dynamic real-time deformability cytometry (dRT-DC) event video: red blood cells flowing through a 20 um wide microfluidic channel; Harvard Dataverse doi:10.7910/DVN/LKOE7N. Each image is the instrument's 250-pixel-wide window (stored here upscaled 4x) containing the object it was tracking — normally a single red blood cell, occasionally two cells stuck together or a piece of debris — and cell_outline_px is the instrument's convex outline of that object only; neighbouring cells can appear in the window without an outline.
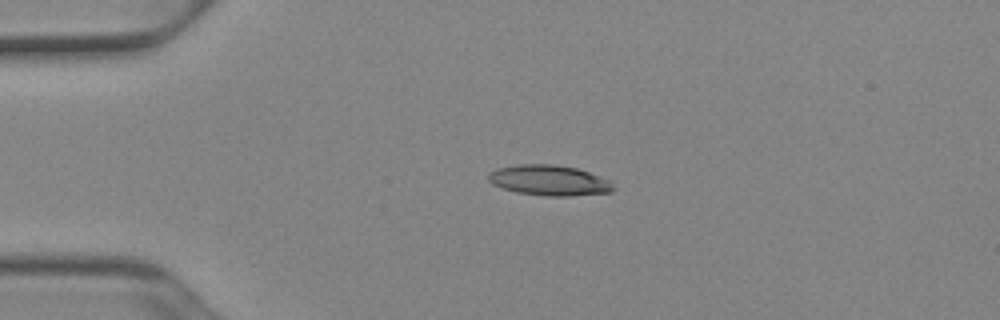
{"species": "Egyptian fruit bat (a non-hibernating species)", "species_latin": "Rousettus aegyptiacus", "temperature_condition": "cold", "stored_images_in_passage": 41, "camera_frame_rate_fps": 3000, "um_per_image_px": 0.085, "animal": {"sex": "female"}, "frame": {"image": 1, "passage_image": 1, "time_ms": 0.0, "image_size_px": [1000, 320], "cell_outline_px": [[616, 188], [612, 192], [568, 196], [544, 196], [516, 192], [492, 184], [488, 180], [488, 172], [496, 168], [516, 164], [552, 164], [576, 168], [612, 180]], "centroid_in_image_um": [46.7, 15.33], "position_along_channel_um": 38.3, "area_um2": 22.43}}
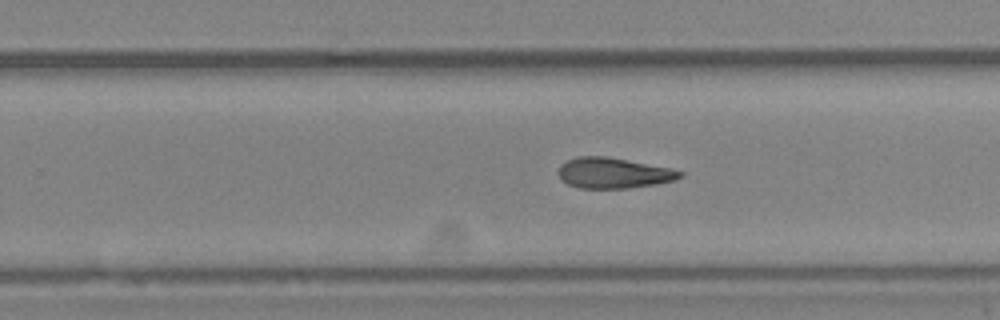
{"frame": {"image": 2, "passage_image": 22, "time_ms": 7.0, "image_size_px": [1000, 320], "cell_outline_px": [[684, 176], [676, 180], [656, 184], [624, 188], [580, 188], [568, 184], [560, 176], [560, 164], [564, 160], [576, 156], [608, 156], [672, 168], [684, 172]], "centroid_in_image_um": [52.18, 14.69], "position_along_channel_um": 277.6, "area_um2": 21.79}}
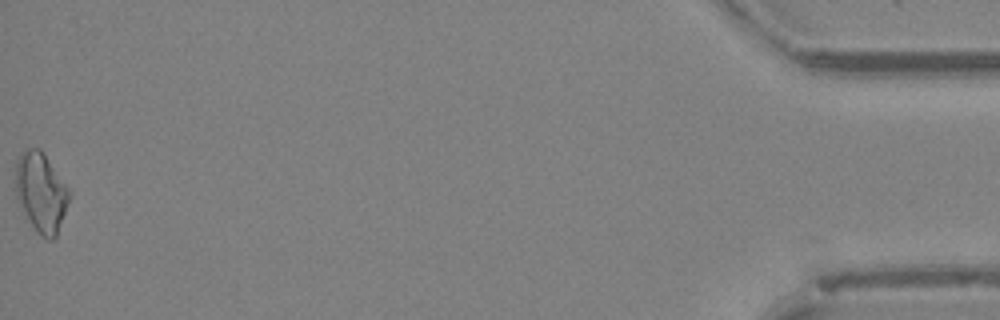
{"frame": {"image": 3, "passage_image": 41, "time_ms": 13.333, "image_size_px": [1000, 320], "cell_outline_px": [[72, 192], [56, 236], [52, 240], [48, 240], [36, 232], [24, 212], [16, 196], [16, 160], [20, 152], [24, 148], [40, 148]], "centroid_in_image_um": [3.49, 16.32], "position_along_channel_um": 431.7, "area_um2": 24.8}, "authors_computed_cell_mechanics": {"area_um2": 21.8484, "velocity_mm_per_s": 3.9341, "shape_relaxation_time_tau1_ms": 3.9367, "shape_relaxation_time_tau2_ms": null, "deformation_change_tau1": 0.1361, "deformation_change_tau2": null}}